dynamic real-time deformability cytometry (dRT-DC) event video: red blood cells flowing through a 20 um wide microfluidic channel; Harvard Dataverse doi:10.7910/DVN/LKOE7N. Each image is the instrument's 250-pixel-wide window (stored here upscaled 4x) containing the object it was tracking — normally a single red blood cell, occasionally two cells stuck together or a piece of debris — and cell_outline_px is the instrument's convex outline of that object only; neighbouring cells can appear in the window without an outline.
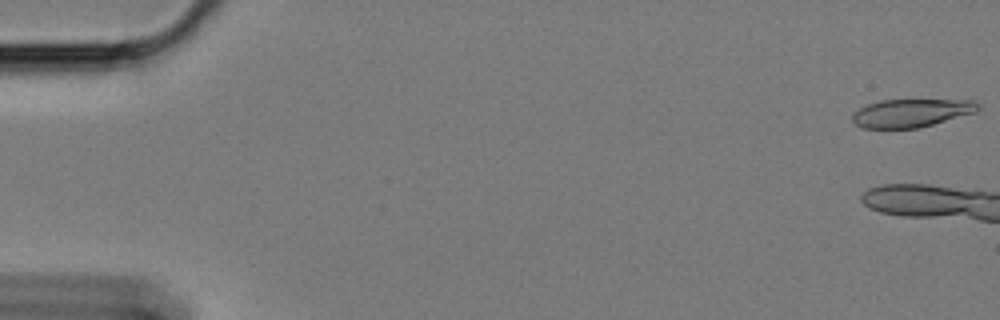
{"species": "Egyptian fruit bat (a non-hibernating species)", "species_latin": "Rousettus aegyptiacus", "temperature_condition": "cold", "stored_images_in_passage": 17, "camera_frame_rate_fps": 3000, "um_per_image_px": 0.085, "animal": {"sex": "female"}, "frame": {"image": 1, "passage_image": 1, "time_ms": 0.0, "image_size_px": [1000, 320], "cell_outline_px": [[980, 108], [976, 112], [920, 128], [860, 128], [852, 120], [852, 116], [860, 108], [868, 104], [880, 100], [972, 100], [980, 104]], "centroid_in_image_um": [77.48, 9.61], "position_along_channel_um": 7.5, "area_um2": 20.58}}